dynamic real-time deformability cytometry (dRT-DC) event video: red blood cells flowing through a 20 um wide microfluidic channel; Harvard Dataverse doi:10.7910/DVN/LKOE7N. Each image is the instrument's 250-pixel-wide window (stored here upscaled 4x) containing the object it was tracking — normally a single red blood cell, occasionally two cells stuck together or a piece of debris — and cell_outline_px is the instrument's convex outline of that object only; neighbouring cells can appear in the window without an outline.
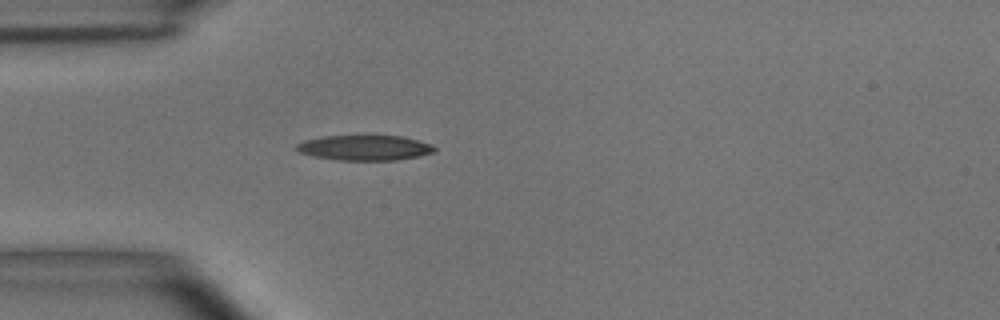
{"species": "common noctule bat (a hibernating species)", "species_latin": "Nyctalus noctula", "temperature_condition": "room temperature", "stored_images_in_passage": 40, "camera_frame_rate_fps": 3000, "um_per_image_px": 0.085, "animal": {"sex": "male", "body_mass_g": 15.6}, "frame": {"image": 1, "passage_image": 1, "time_ms": 0.0, "image_size_px": [1000, 320], "cell_outline_px": [[436, 152], [396, 160], [340, 160], [316, 156], [300, 152], [296, 148], [296, 144], [304, 140], [320, 136], [404, 136], [432, 144], [436, 148]], "centroid_in_image_um": [31.03, 12.55], "position_along_channel_um": 54.0, "area_um2": 20.11}}
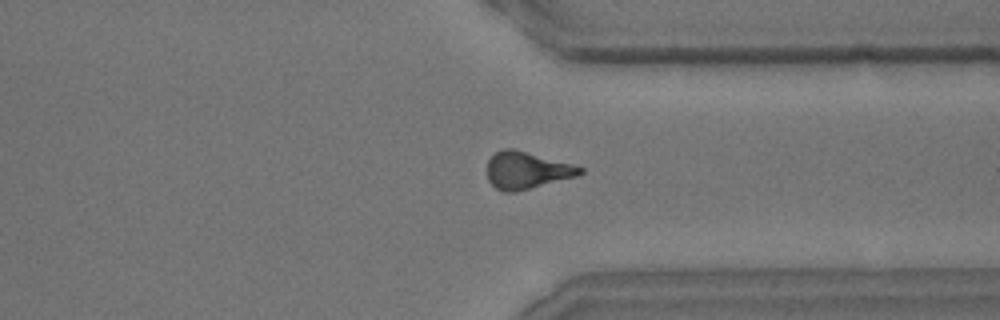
{"frame": {"image": 2, "passage_image": 27, "time_ms": 8.667, "image_size_px": [1000, 320], "cell_outline_px": [[584, 172], [576, 176], [516, 192], [504, 192], [496, 188], [488, 180], [488, 160], [496, 152], [504, 148], [516, 148], [572, 164], [584, 168]], "centroid_in_image_um": [44.77, 14.46], "position_along_channel_um": 366.6, "area_um2": 20.06}}
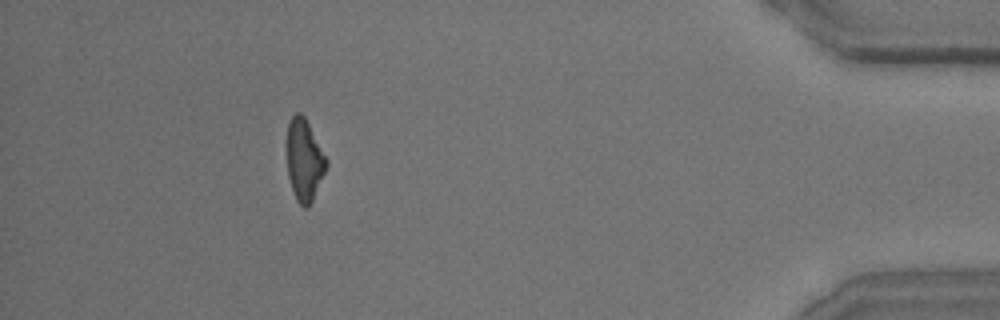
{"frame": {"image": 3, "passage_image": 35, "time_ms": 11.333, "image_size_px": [1000, 320], "cell_outline_px": [[328, 164], [312, 200], [308, 208], [304, 208], [296, 200], [288, 176], [284, 144], [288, 124], [292, 116], [296, 112], [300, 112], [304, 116], [328, 160]], "centroid_in_image_um": [25.81, 13.57], "position_along_channel_um": 409.4, "area_um2": 19.13}, "authors_computed_cell_mechanics": {"area_um2": 19.8543, "velocity_mm_per_s": 3.6828, "shape_relaxation_time_tau1_ms": 7.9817, "shape_relaxation_time_tau2_ms": 9.6727, "deformation_change_tau1": 0.2178, "deformation_change_tau2": 0.2363}}